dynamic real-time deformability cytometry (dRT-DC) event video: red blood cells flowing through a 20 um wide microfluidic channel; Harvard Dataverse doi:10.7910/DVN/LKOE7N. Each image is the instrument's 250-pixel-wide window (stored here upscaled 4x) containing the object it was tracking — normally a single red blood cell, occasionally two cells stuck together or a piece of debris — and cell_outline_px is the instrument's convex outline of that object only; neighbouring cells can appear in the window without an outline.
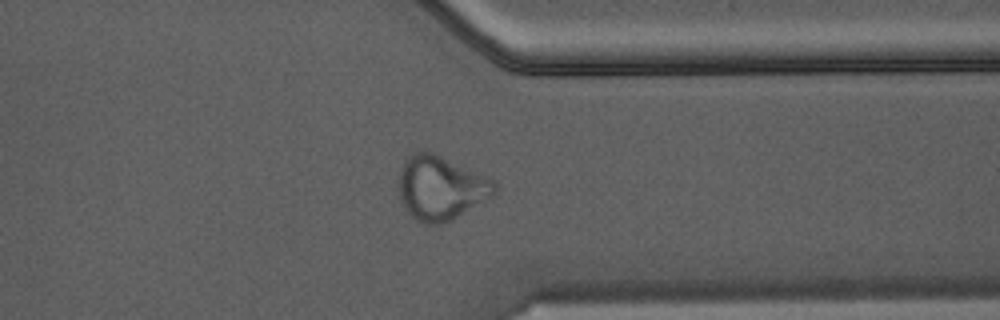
{"species": "Egyptian fruit bat (a non-hibernating species)", "species_latin": "Rousettus aegyptiacus", "temperature_condition": "warm", "stored_images_in_passage": 29, "camera_frame_rate_fps": 3000, "um_per_image_px": 0.085, "animal": {"sex": "male"}, "frame": {"image": 1, "passage_image": 25, "time_ms": 8.0, "image_size_px": [1000, 320], "cell_outline_px": [[496, 192], [492, 196], [452, 220], [444, 224], [424, 224], [412, 216], [404, 208], [400, 200], [396, 188], [400, 168], [412, 152], [432, 152], [496, 180]], "centroid_in_image_um": [37.43, 15.98], "position_along_channel_um": 374.0, "area_um2": 36.01}}